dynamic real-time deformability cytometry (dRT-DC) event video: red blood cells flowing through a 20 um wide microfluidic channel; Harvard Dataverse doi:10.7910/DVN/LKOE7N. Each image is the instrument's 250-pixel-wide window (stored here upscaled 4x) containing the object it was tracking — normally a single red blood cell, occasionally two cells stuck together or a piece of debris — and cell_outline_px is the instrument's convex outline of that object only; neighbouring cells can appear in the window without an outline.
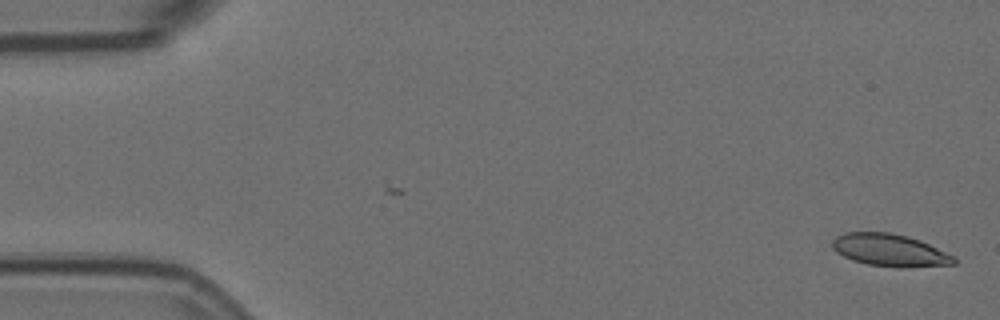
{"species": "Egyptian fruit bat (a non-hibernating species)", "species_latin": "Rousettus aegyptiacus", "temperature_condition": "room temperature", "stored_images_in_passage": 56, "camera_frame_rate_fps": 3000, "um_per_image_px": 0.085, "animal": {"sex": "female"}, "frame": {"image": 1, "passage_image": 1, "time_ms": 0.0, "image_size_px": [1000, 320], "cell_outline_px": [[956, 264], [904, 268], [900, 268], [868, 264], [852, 260], [836, 252], [832, 248], [832, 240], [836, 236], [844, 232], [888, 232], [908, 236], [920, 240], [956, 256]], "centroid_in_image_um": [75.65, 21.27], "position_along_channel_um": 9.3, "area_um2": 23.18}}
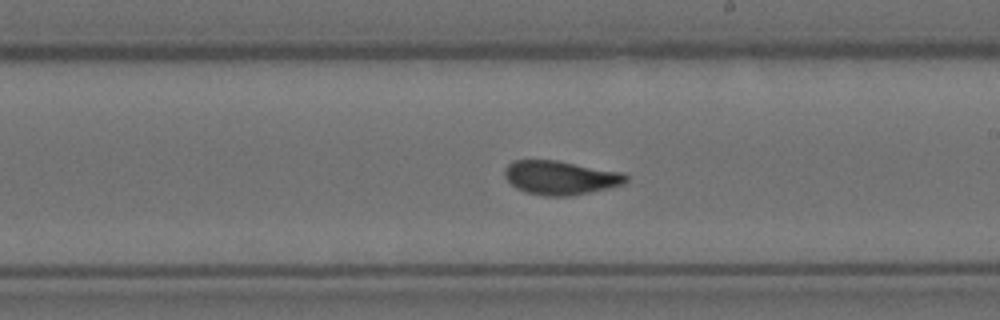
{"frame": {"image": 2, "passage_image": 32, "time_ms": 10.333, "image_size_px": [1000, 320], "cell_outline_px": [[628, 180], [624, 184], [608, 188], [568, 196], [544, 196], [524, 192], [516, 188], [504, 176], [504, 168], [512, 160], [556, 160], [624, 172], [628, 176]], "centroid_in_image_um": [47.63, 15.09], "position_along_channel_um": 241.4, "area_um2": 24.1}}
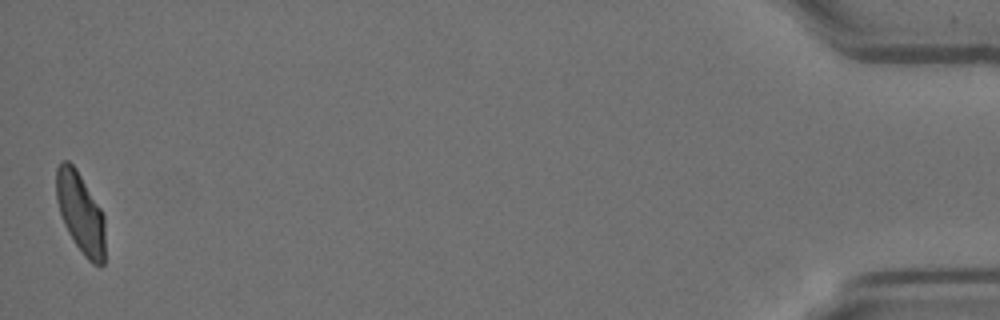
{"frame": {"image": 3, "passage_image": 56, "time_ms": 18.333, "image_size_px": [1000, 320], "cell_outline_px": [[104, 264], [100, 268], [92, 264], [84, 256], [68, 232], [64, 224], [56, 200], [56, 168], [64, 160], [68, 160], [76, 168], [100, 208], [104, 216]], "centroid_in_image_um": [6.84, 18.12], "position_along_channel_um": 428.4, "area_um2": 22.83}, "authors_computed_cell_mechanics": {"area_um2": 23.7269, "velocity_mm_per_s": 3.536, "shape_relaxation_time_tau1_ms": 9.0365, "shape_relaxation_time_tau2_ms": 1.2885, "deformation_change_tau1": 0.2091, "deformation_change_tau2": 0.0592}}